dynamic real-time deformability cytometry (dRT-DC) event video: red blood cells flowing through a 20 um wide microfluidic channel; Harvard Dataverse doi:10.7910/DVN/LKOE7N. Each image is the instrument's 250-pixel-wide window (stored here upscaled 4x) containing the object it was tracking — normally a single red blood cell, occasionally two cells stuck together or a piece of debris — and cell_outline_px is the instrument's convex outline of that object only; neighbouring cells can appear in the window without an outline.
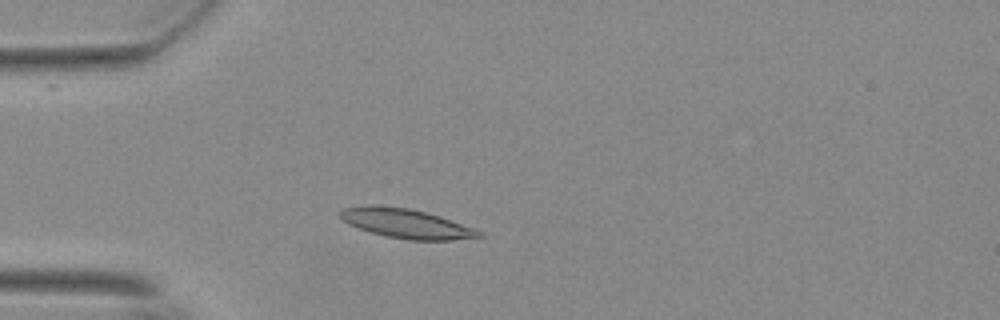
{"species": "Egyptian fruit bat (a non-hibernating species)", "species_latin": "Rousettus aegyptiacus", "temperature_condition": "warm", "stored_images_in_passage": 51, "camera_frame_rate_fps": 3000, "um_per_image_px": 0.085, "animal": {"sex": "female"}, "frame": {"image": 1, "passage_image": 11, "time_ms": 3.333, "image_size_px": [1000, 320], "cell_outline_px": [[484, 236], [452, 240], [408, 240], [384, 236], [348, 224], [340, 216], [340, 212], [344, 208], [408, 208], [440, 216], [472, 228], [480, 232]], "centroid_in_image_um": [34.61, 19.05], "position_along_channel_um": 50.4, "area_um2": 22.48}}
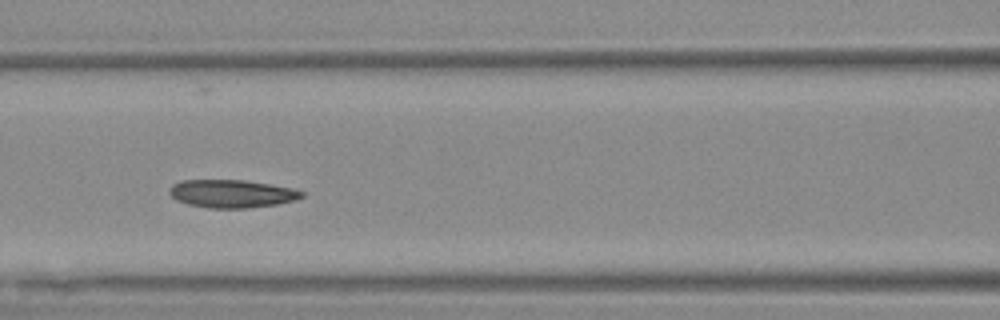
{"frame": {"image": 2, "passage_image": 20, "time_ms": 6.333, "image_size_px": [1000, 320], "cell_outline_px": [[304, 196], [296, 200], [276, 204], [248, 208], [208, 208], [188, 204], [176, 200], [168, 192], [168, 188], [172, 184], [180, 180], [244, 180], [292, 188], [304, 192]], "centroid_in_image_um": [19.67, 16.46], "position_along_channel_um": 146.9, "area_um2": 21.62}}
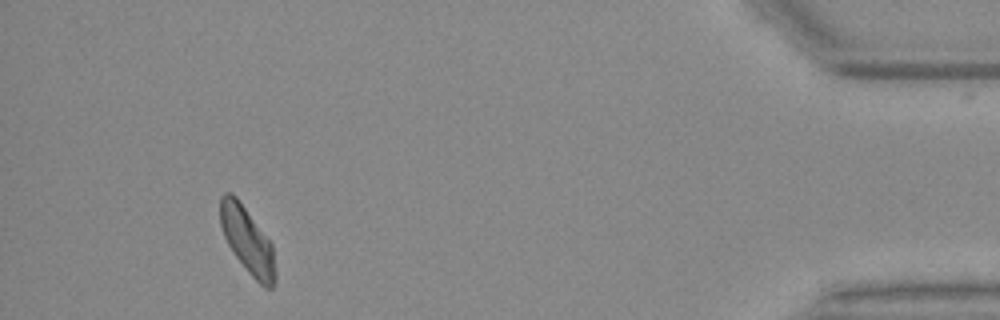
{"frame": {"image": 3, "passage_image": 47, "time_ms": 15.333, "image_size_px": [1000, 320], "cell_outline_px": [[276, 280], [272, 288], [264, 288], [248, 272], [236, 256], [228, 244], [224, 236], [220, 224], [220, 196], [224, 192], [232, 192], [236, 196], [272, 244], [276, 272]], "centroid_in_image_um": [21.03, 20.44], "position_along_channel_um": 414.2, "area_um2": 21.15}, "authors_computed_cell_mechanics": {"area_um2": 21.5594, "velocity_mm_per_s": 3.6812, "shape_relaxation_time_tau1_ms": 5.4628, "shape_relaxation_time_tau2_ms": 2.3978, "deformation_change_tau1": 0.1605, "deformation_change_tau2": 0.0848}}